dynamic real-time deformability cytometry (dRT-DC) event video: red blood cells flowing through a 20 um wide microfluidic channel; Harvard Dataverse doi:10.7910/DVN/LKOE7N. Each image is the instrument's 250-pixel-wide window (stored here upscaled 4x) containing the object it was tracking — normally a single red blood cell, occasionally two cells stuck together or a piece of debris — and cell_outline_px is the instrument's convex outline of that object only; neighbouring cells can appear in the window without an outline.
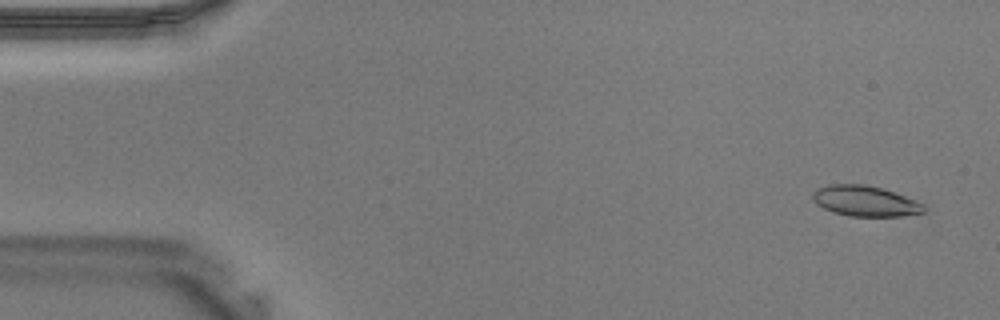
{"species": "Egyptian fruit bat (a non-hibernating species)", "species_latin": "Rousettus aegyptiacus", "temperature_condition": "warm", "stored_images_in_passage": 4, "camera_frame_rate_fps": 3000, "um_per_image_px": 0.085, "animal": {"sex": "male"}, "frame": {"image": 1, "passage_image": 1, "time_ms": 0.0, "image_size_px": [1000, 320], "cell_outline_px": [[924, 212], [900, 216], [848, 216], [832, 212], [816, 204], [812, 196], [812, 192], [816, 188], [828, 184], [864, 184], [880, 188], [904, 196], [924, 204]], "centroid_in_image_um": [73.47, 17.08], "position_along_channel_um": 11.5, "area_um2": 19.65}}